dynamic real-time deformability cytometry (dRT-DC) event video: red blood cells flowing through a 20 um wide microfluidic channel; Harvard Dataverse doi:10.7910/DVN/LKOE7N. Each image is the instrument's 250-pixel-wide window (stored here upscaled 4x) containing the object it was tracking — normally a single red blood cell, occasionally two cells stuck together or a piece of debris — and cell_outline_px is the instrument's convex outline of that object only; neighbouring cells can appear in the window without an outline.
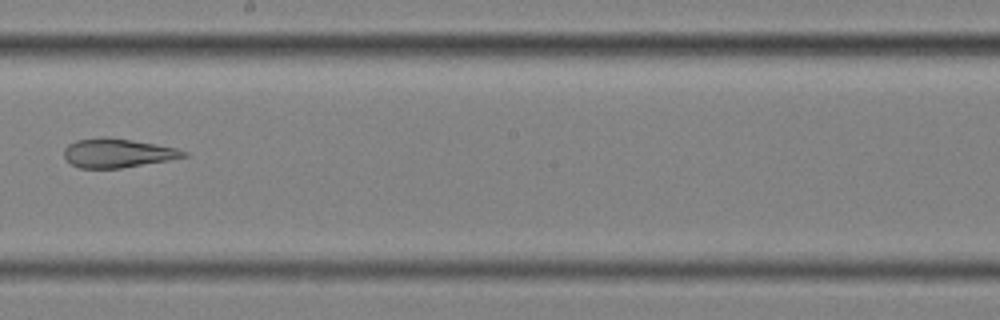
{"species": "common noctule bat (a hibernating species)", "species_latin": "Nyctalus noctula", "temperature_condition": "cold", "stored_images_in_passage": 10, "camera_frame_rate_fps": 3000, "um_per_image_px": 0.085, "animal": {"sex": "female", "body_mass_g": 25.1}, "frame": {"image": 1, "passage_image": 10, "time_ms": 3.0, "image_size_px": [1000, 320], "cell_outline_px": [[188, 156], [168, 160], [120, 168], [80, 168], [72, 164], [64, 156], [64, 148], [68, 144], [76, 140], [108, 136], [156, 144], [176, 148], [188, 152]], "centroid_in_image_um": [9.99, 13.0], "position_along_channel_um": 238.2, "area_um2": 20.11}}